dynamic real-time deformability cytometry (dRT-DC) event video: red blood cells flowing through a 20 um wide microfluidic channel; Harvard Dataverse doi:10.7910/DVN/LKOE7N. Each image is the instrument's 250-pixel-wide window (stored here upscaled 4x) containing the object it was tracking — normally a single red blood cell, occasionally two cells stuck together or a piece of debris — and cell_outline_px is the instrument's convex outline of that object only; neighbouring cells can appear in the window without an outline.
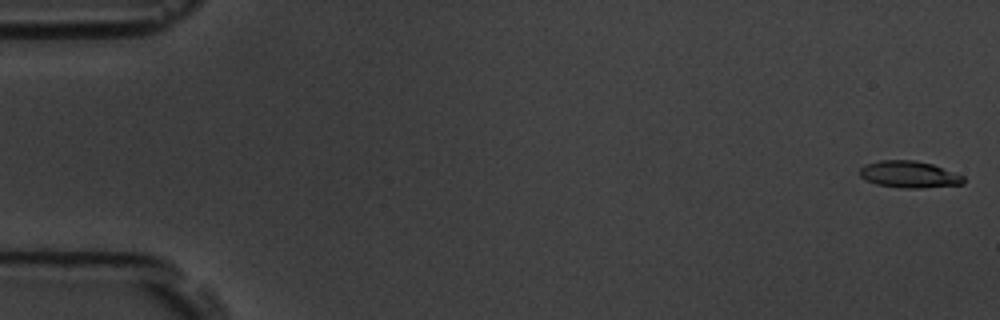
{"species": "common noctule bat (a hibernating species)", "species_latin": "Nyctalus noctula", "temperature_condition": "room temperature", "stored_images_in_passage": 5, "camera_frame_rate_fps": 3000, "um_per_image_px": 0.085, "animal": {"sex": "male", "body_mass_g": 19.5, "forearm_length_mm": 54.6}, "frame": {"image": 1, "passage_image": 1, "time_ms": 0.0, "image_size_px": [1000, 320], "cell_outline_px": [[964, 184], [920, 188], [904, 188], [876, 184], [860, 176], [860, 168], [864, 164], [880, 160], [916, 160], [932, 164], [964, 176]], "centroid_in_image_um": [77.28, 14.82], "position_along_channel_um": 7.7, "area_um2": 16.13}}